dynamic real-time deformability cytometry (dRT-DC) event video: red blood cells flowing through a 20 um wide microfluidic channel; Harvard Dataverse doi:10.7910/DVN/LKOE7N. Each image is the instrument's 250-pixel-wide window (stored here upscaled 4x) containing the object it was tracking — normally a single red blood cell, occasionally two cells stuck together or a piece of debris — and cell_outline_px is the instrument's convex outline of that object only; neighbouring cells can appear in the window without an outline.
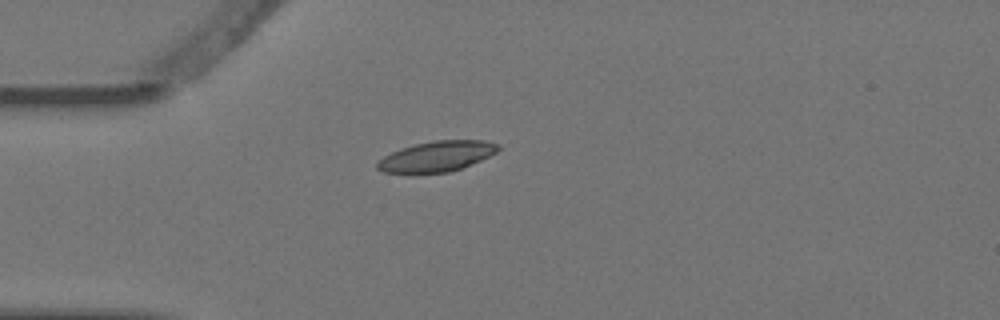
{"species": "Egyptian fruit bat (a non-hibernating species)", "species_latin": "Rousettus aegyptiacus", "temperature_condition": "warm", "stored_images_in_passage": 5, "camera_frame_rate_fps": 3000, "um_per_image_px": 0.085, "animal": {"sex": "female"}, "frame": {"image": 1, "passage_image": 2, "time_ms": 0.333, "image_size_px": [1000, 320], "cell_outline_px": [[500, 148], [496, 152], [480, 160], [460, 168], [448, 172], [384, 172], [376, 168], [376, 164], [384, 156], [400, 148], [416, 144], [436, 140], [484, 140], [500, 144]], "centroid_in_image_um": [37.14, 13.27], "position_along_channel_um": 47.9, "area_um2": 20.98}}
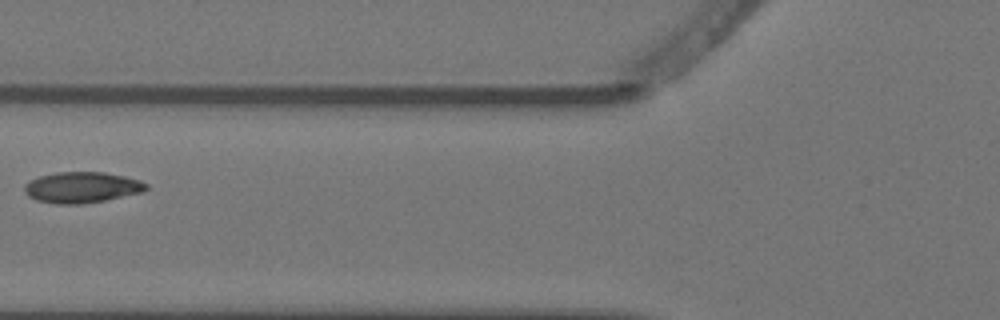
{"frame": {"image": 2, "passage_image": 4, "time_ms": 1.0, "image_size_px": [1000, 320], "cell_outline_px": [[148, 188], [144, 192], [104, 200], [80, 204], [56, 204], [36, 200], [28, 196], [24, 192], [24, 184], [40, 176], [56, 172], [104, 172], [124, 176], [140, 180], [148, 184]], "centroid_in_image_um": [6.96, 15.93], "position_along_channel_um": 118.8, "area_um2": 21.96}}
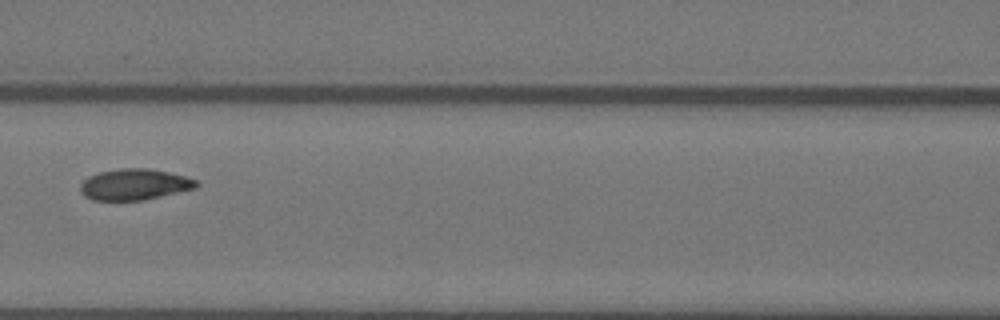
{"frame": {"image": 3, "passage_image": 5, "time_ms": 1.333, "image_size_px": [1000, 320], "cell_outline_px": [[200, 184], [196, 188], [144, 200], [92, 200], [84, 196], [80, 192], [80, 184], [88, 176], [100, 172], [120, 168], [148, 168], [168, 172], [184, 176], [196, 180]], "centroid_in_image_um": [11.41, 15.68], "position_along_channel_um": 155.2, "area_um2": 21.04}}